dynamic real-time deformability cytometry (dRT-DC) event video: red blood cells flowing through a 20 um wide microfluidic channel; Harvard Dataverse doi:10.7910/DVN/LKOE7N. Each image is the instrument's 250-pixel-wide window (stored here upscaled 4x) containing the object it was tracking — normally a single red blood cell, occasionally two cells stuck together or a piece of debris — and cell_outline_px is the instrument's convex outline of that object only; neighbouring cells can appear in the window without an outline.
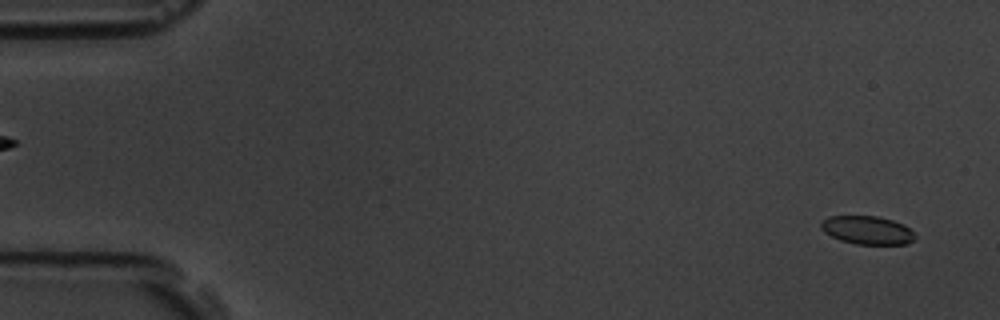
{"species": "common noctule bat (a hibernating species)", "species_latin": "Nyctalus noctula", "temperature_condition": "room temperature", "stored_images_in_passage": 4, "segment_of_instrument_passage": [2, 2], "camera_frame_rate_fps": 3000, "um_per_image_px": 0.085, "animal": {"sex": "male", "body_mass_g": 19.5, "forearm_length_mm": 54.6}, "frame": {"image": 1, "passage_image": 4, "time_ms": 4.333, "image_size_px": [1000, 320], "cell_outline_px": [[916, 236], [908, 244], [856, 244], [840, 240], [824, 232], [820, 228], [820, 220], [828, 216], [876, 216], [892, 220], [904, 224]], "centroid_in_image_um": [73.68, 19.55], "position_along_channel_um": 11.3, "area_um2": 15.55}}